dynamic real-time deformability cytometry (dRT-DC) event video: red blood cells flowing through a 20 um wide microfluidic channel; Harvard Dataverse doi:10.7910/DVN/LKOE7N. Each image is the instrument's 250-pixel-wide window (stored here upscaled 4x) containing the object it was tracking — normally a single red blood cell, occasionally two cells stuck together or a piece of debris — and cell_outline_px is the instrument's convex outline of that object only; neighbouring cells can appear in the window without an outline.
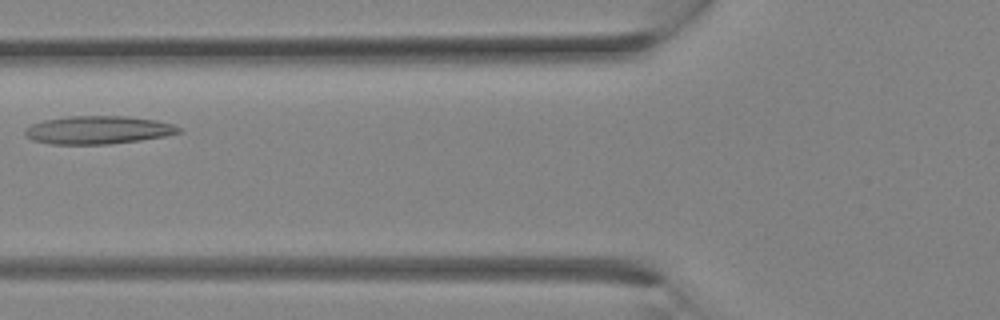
{"species": "Egyptian fruit bat (a non-hibernating species)", "species_latin": "Rousettus aegyptiacus", "temperature_condition": "room temperature", "stored_images_in_passage": 19, "camera_frame_rate_fps": 3000, "um_per_image_px": 0.085, "animal": {"sex": "female"}, "frame": {"image": 1, "passage_image": 8, "time_ms": 2.333, "image_size_px": [1000, 320], "cell_outline_px": [[184, 132], [164, 136], [140, 140], [108, 144], [48, 144], [32, 140], [24, 132], [24, 128], [32, 124], [44, 120], [68, 116], [128, 116], [156, 120], [172, 124], [180, 128]], "centroid_in_image_um": [8.33, 11.04], "position_along_channel_um": 117.5, "area_um2": 25.2}}
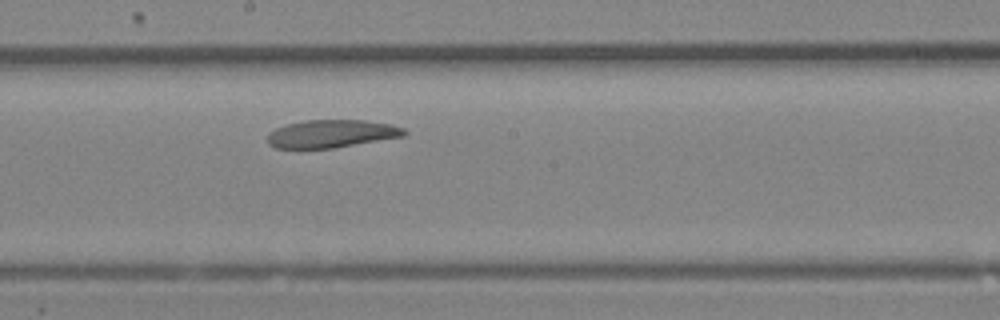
{"frame": {"image": 2, "passage_image": 13, "time_ms": 4.0, "image_size_px": [1000, 320], "cell_outline_px": [[408, 132], [404, 136], [332, 148], [276, 148], [268, 144], [268, 136], [276, 128], [288, 124], [304, 120], [364, 120], [388, 124], [404, 128]], "centroid_in_image_um": [28.19, 11.36], "position_along_channel_um": 220.0, "area_um2": 21.91}}
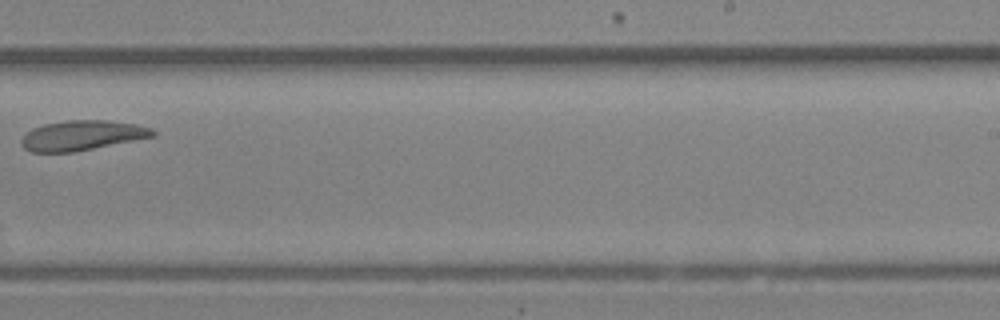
{"frame": {"image": 3, "passage_image": 16, "time_ms": 5.0, "image_size_px": [1000, 320], "cell_outline_px": [[156, 136], [72, 152], [32, 152], [24, 148], [20, 144], [20, 140], [32, 128], [44, 124], [64, 120], [104, 120], [136, 124], [152, 128], [156, 132]], "centroid_in_image_um": [6.97, 11.5], "position_along_channel_um": 282.0, "area_um2": 22.83}}